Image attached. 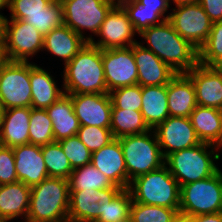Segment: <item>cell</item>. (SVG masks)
<instances>
[{"label": "cell", "mask_w": 222, "mask_h": 222, "mask_svg": "<svg viewBox=\"0 0 222 222\" xmlns=\"http://www.w3.org/2000/svg\"><path fill=\"white\" fill-rule=\"evenodd\" d=\"M139 35L151 50L177 74L191 71L198 64V49L182 38L168 20L142 30Z\"/></svg>", "instance_id": "cell-1"}, {"label": "cell", "mask_w": 222, "mask_h": 222, "mask_svg": "<svg viewBox=\"0 0 222 222\" xmlns=\"http://www.w3.org/2000/svg\"><path fill=\"white\" fill-rule=\"evenodd\" d=\"M64 67V93H109L104 76L102 50L99 47L87 42Z\"/></svg>", "instance_id": "cell-2"}, {"label": "cell", "mask_w": 222, "mask_h": 222, "mask_svg": "<svg viewBox=\"0 0 222 222\" xmlns=\"http://www.w3.org/2000/svg\"><path fill=\"white\" fill-rule=\"evenodd\" d=\"M68 179L47 177L31 187L26 222H68Z\"/></svg>", "instance_id": "cell-3"}, {"label": "cell", "mask_w": 222, "mask_h": 222, "mask_svg": "<svg viewBox=\"0 0 222 222\" xmlns=\"http://www.w3.org/2000/svg\"><path fill=\"white\" fill-rule=\"evenodd\" d=\"M208 148H211V151L208 152ZM218 149L220 150L215 145L200 143L171 153L165 158V165L177 180L179 186L202 180L219 171V168L213 162L214 159H220V154L215 153Z\"/></svg>", "instance_id": "cell-4"}, {"label": "cell", "mask_w": 222, "mask_h": 222, "mask_svg": "<svg viewBox=\"0 0 222 222\" xmlns=\"http://www.w3.org/2000/svg\"><path fill=\"white\" fill-rule=\"evenodd\" d=\"M128 189L134 202L171 209L180 208L179 183L165 164L134 178Z\"/></svg>", "instance_id": "cell-5"}, {"label": "cell", "mask_w": 222, "mask_h": 222, "mask_svg": "<svg viewBox=\"0 0 222 222\" xmlns=\"http://www.w3.org/2000/svg\"><path fill=\"white\" fill-rule=\"evenodd\" d=\"M119 141L126 164L127 188L134 178L159 169L165 164V158L154 130L124 136L119 138Z\"/></svg>", "instance_id": "cell-6"}, {"label": "cell", "mask_w": 222, "mask_h": 222, "mask_svg": "<svg viewBox=\"0 0 222 222\" xmlns=\"http://www.w3.org/2000/svg\"><path fill=\"white\" fill-rule=\"evenodd\" d=\"M179 212L197 216L222 212V172L180 186Z\"/></svg>", "instance_id": "cell-7"}, {"label": "cell", "mask_w": 222, "mask_h": 222, "mask_svg": "<svg viewBox=\"0 0 222 222\" xmlns=\"http://www.w3.org/2000/svg\"><path fill=\"white\" fill-rule=\"evenodd\" d=\"M61 2L64 24L89 42L92 35L85 37L82 30H90L96 35L118 0H61Z\"/></svg>", "instance_id": "cell-8"}, {"label": "cell", "mask_w": 222, "mask_h": 222, "mask_svg": "<svg viewBox=\"0 0 222 222\" xmlns=\"http://www.w3.org/2000/svg\"><path fill=\"white\" fill-rule=\"evenodd\" d=\"M30 63L6 61L0 67V106L2 110L31 107Z\"/></svg>", "instance_id": "cell-9"}, {"label": "cell", "mask_w": 222, "mask_h": 222, "mask_svg": "<svg viewBox=\"0 0 222 222\" xmlns=\"http://www.w3.org/2000/svg\"><path fill=\"white\" fill-rule=\"evenodd\" d=\"M168 21L175 31L196 49L206 42L213 22L199 3L176 6Z\"/></svg>", "instance_id": "cell-10"}, {"label": "cell", "mask_w": 222, "mask_h": 222, "mask_svg": "<svg viewBox=\"0 0 222 222\" xmlns=\"http://www.w3.org/2000/svg\"><path fill=\"white\" fill-rule=\"evenodd\" d=\"M44 36L31 24L20 19L7 21L5 55L8 61L28 62L29 56L43 50Z\"/></svg>", "instance_id": "cell-11"}, {"label": "cell", "mask_w": 222, "mask_h": 222, "mask_svg": "<svg viewBox=\"0 0 222 222\" xmlns=\"http://www.w3.org/2000/svg\"><path fill=\"white\" fill-rule=\"evenodd\" d=\"M121 190L111 187L70 191L68 222H94L99 216H105L108 204Z\"/></svg>", "instance_id": "cell-12"}, {"label": "cell", "mask_w": 222, "mask_h": 222, "mask_svg": "<svg viewBox=\"0 0 222 222\" xmlns=\"http://www.w3.org/2000/svg\"><path fill=\"white\" fill-rule=\"evenodd\" d=\"M102 63L109 92L138 84V69L133 56V45L102 50Z\"/></svg>", "instance_id": "cell-13"}, {"label": "cell", "mask_w": 222, "mask_h": 222, "mask_svg": "<svg viewBox=\"0 0 222 222\" xmlns=\"http://www.w3.org/2000/svg\"><path fill=\"white\" fill-rule=\"evenodd\" d=\"M138 33L131 23L124 8L117 3L107 14L104 22L100 26L97 36L101 39L98 42L92 38L89 43L99 47L101 50L112 48L131 47L136 40L134 34Z\"/></svg>", "instance_id": "cell-14"}, {"label": "cell", "mask_w": 222, "mask_h": 222, "mask_svg": "<svg viewBox=\"0 0 222 222\" xmlns=\"http://www.w3.org/2000/svg\"><path fill=\"white\" fill-rule=\"evenodd\" d=\"M154 131L164 158L173 152L202 143L197 137L190 117L169 116Z\"/></svg>", "instance_id": "cell-15"}, {"label": "cell", "mask_w": 222, "mask_h": 222, "mask_svg": "<svg viewBox=\"0 0 222 222\" xmlns=\"http://www.w3.org/2000/svg\"><path fill=\"white\" fill-rule=\"evenodd\" d=\"M80 126L110 128L112 102L109 93L69 94Z\"/></svg>", "instance_id": "cell-16"}, {"label": "cell", "mask_w": 222, "mask_h": 222, "mask_svg": "<svg viewBox=\"0 0 222 222\" xmlns=\"http://www.w3.org/2000/svg\"><path fill=\"white\" fill-rule=\"evenodd\" d=\"M133 56L138 69L140 86H161L168 84L177 73L141 42L133 45Z\"/></svg>", "instance_id": "cell-17"}, {"label": "cell", "mask_w": 222, "mask_h": 222, "mask_svg": "<svg viewBox=\"0 0 222 222\" xmlns=\"http://www.w3.org/2000/svg\"><path fill=\"white\" fill-rule=\"evenodd\" d=\"M185 74L194 84L198 106L216 109L222 106V74L200 63Z\"/></svg>", "instance_id": "cell-18"}, {"label": "cell", "mask_w": 222, "mask_h": 222, "mask_svg": "<svg viewBox=\"0 0 222 222\" xmlns=\"http://www.w3.org/2000/svg\"><path fill=\"white\" fill-rule=\"evenodd\" d=\"M12 149L18 181L32 187L49 177L40 145H18Z\"/></svg>", "instance_id": "cell-19"}, {"label": "cell", "mask_w": 222, "mask_h": 222, "mask_svg": "<svg viewBox=\"0 0 222 222\" xmlns=\"http://www.w3.org/2000/svg\"><path fill=\"white\" fill-rule=\"evenodd\" d=\"M91 164L116 186L127 188V170L119 139L91 154Z\"/></svg>", "instance_id": "cell-20"}, {"label": "cell", "mask_w": 222, "mask_h": 222, "mask_svg": "<svg viewBox=\"0 0 222 222\" xmlns=\"http://www.w3.org/2000/svg\"><path fill=\"white\" fill-rule=\"evenodd\" d=\"M31 107L2 110L0 118V144L7 147L29 144Z\"/></svg>", "instance_id": "cell-21"}, {"label": "cell", "mask_w": 222, "mask_h": 222, "mask_svg": "<svg viewBox=\"0 0 222 222\" xmlns=\"http://www.w3.org/2000/svg\"><path fill=\"white\" fill-rule=\"evenodd\" d=\"M169 116L190 117L197 106L192 80L185 73H178L167 84Z\"/></svg>", "instance_id": "cell-22"}, {"label": "cell", "mask_w": 222, "mask_h": 222, "mask_svg": "<svg viewBox=\"0 0 222 222\" xmlns=\"http://www.w3.org/2000/svg\"><path fill=\"white\" fill-rule=\"evenodd\" d=\"M31 187L18 181L0 185V219L26 218L30 206Z\"/></svg>", "instance_id": "cell-23"}, {"label": "cell", "mask_w": 222, "mask_h": 222, "mask_svg": "<svg viewBox=\"0 0 222 222\" xmlns=\"http://www.w3.org/2000/svg\"><path fill=\"white\" fill-rule=\"evenodd\" d=\"M87 44V41L65 24L44 36L43 50L64 59V65Z\"/></svg>", "instance_id": "cell-24"}, {"label": "cell", "mask_w": 222, "mask_h": 222, "mask_svg": "<svg viewBox=\"0 0 222 222\" xmlns=\"http://www.w3.org/2000/svg\"><path fill=\"white\" fill-rule=\"evenodd\" d=\"M52 120L54 141L75 136L80 128V123L75 115L71 96L64 93L50 107L46 108Z\"/></svg>", "instance_id": "cell-25"}, {"label": "cell", "mask_w": 222, "mask_h": 222, "mask_svg": "<svg viewBox=\"0 0 222 222\" xmlns=\"http://www.w3.org/2000/svg\"><path fill=\"white\" fill-rule=\"evenodd\" d=\"M30 85L31 107L34 109H46L64 94V90L58 88L52 75L32 63H30Z\"/></svg>", "instance_id": "cell-26"}, {"label": "cell", "mask_w": 222, "mask_h": 222, "mask_svg": "<svg viewBox=\"0 0 222 222\" xmlns=\"http://www.w3.org/2000/svg\"><path fill=\"white\" fill-rule=\"evenodd\" d=\"M140 112L146 124L152 130L169 117L167 84L142 86V107Z\"/></svg>", "instance_id": "cell-27"}, {"label": "cell", "mask_w": 222, "mask_h": 222, "mask_svg": "<svg viewBox=\"0 0 222 222\" xmlns=\"http://www.w3.org/2000/svg\"><path fill=\"white\" fill-rule=\"evenodd\" d=\"M190 120L202 143L222 147V127L218 109L196 106Z\"/></svg>", "instance_id": "cell-28"}, {"label": "cell", "mask_w": 222, "mask_h": 222, "mask_svg": "<svg viewBox=\"0 0 222 222\" xmlns=\"http://www.w3.org/2000/svg\"><path fill=\"white\" fill-rule=\"evenodd\" d=\"M110 129L116 139L151 130L140 111L122 110L117 107H112Z\"/></svg>", "instance_id": "cell-29"}, {"label": "cell", "mask_w": 222, "mask_h": 222, "mask_svg": "<svg viewBox=\"0 0 222 222\" xmlns=\"http://www.w3.org/2000/svg\"><path fill=\"white\" fill-rule=\"evenodd\" d=\"M68 183L70 191L100 190L119 187L114 185L105 174L99 171L91 163L75 168L68 178Z\"/></svg>", "instance_id": "cell-30"}, {"label": "cell", "mask_w": 222, "mask_h": 222, "mask_svg": "<svg viewBox=\"0 0 222 222\" xmlns=\"http://www.w3.org/2000/svg\"><path fill=\"white\" fill-rule=\"evenodd\" d=\"M49 177L68 179L74 170L58 141L41 146Z\"/></svg>", "instance_id": "cell-31"}, {"label": "cell", "mask_w": 222, "mask_h": 222, "mask_svg": "<svg viewBox=\"0 0 222 222\" xmlns=\"http://www.w3.org/2000/svg\"><path fill=\"white\" fill-rule=\"evenodd\" d=\"M23 20L34 26L42 36H45L55 27L64 24L62 2L53 0L42 13L28 14Z\"/></svg>", "instance_id": "cell-32"}, {"label": "cell", "mask_w": 222, "mask_h": 222, "mask_svg": "<svg viewBox=\"0 0 222 222\" xmlns=\"http://www.w3.org/2000/svg\"><path fill=\"white\" fill-rule=\"evenodd\" d=\"M29 123V144L42 146L54 142L53 124L46 109L31 107Z\"/></svg>", "instance_id": "cell-33"}, {"label": "cell", "mask_w": 222, "mask_h": 222, "mask_svg": "<svg viewBox=\"0 0 222 222\" xmlns=\"http://www.w3.org/2000/svg\"><path fill=\"white\" fill-rule=\"evenodd\" d=\"M179 209L146 205L132 201L130 207L131 222H173Z\"/></svg>", "instance_id": "cell-34"}, {"label": "cell", "mask_w": 222, "mask_h": 222, "mask_svg": "<svg viewBox=\"0 0 222 222\" xmlns=\"http://www.w3.org/2000/svg\"><path fill=\"white\" fill-rule=\"evenodd\" d=\"M118 3L128 14L138 34L142 30L153 25H158L164 21L156 12L145 10L136 0H118Z\"/></svg>", "instance_id": "cell-35"}, {"label": "cell", "mask_w": 222, "mask_h": 222, "mask_svg": "<svg viewBox=\"0 0 222 222\" xmlns=\"http://www.w3.org/2000/svg\"><path fill=\"white\" fill-rule=\"evenodd\" d=\"M222 57V21L214 22L206 42L198 50V63L211 66Z\"/></svg>", "instance_id": "cell-36"}, {"label": "cell", "mask_w": 222, "mask_h": 222, "mask_svg": "<svg viewBox=\"0 0 222 222\" xmlns=\"http://www.w3.org/2000/svg\"><path fill=\"white\" fill-rule=\"evenodd\" d=\"M132 201L129 189H122L108 204L105 216H99L94 222H120L130 219Z\"/></svg>", "instance_id": "cell-37"}, {"label": "cell", "mask_w": 222, "mask_h": 222, "mask_svg": "<svg viewBox=\"0 0 222 222\" xmlns=\"http://www.w3.org/2000/svg\"><path fill=\"white\" fill-rule=\"evenodd\" d=\"M112 107L122 110L141 111L142 86L139 84L121 87L109 92Z\"/></svg>", "instance_id": "cell-38"}, {"label": "cell", "mask_w": 222, "mask_h": 222, "mask_svg": "<svg viewBox=\"0 0 222 222\" xmlns=\"http://www.w3.org/2000/svg\"><path fill=\"white\" fill-rule=\"evenodd\" d=\"M76 136L88 148L91 154L115 139L110 128L96 126H80Z\"/></svg>", "instance_id": "cell-39"}, {"label": "cell", "mask_w": 222, "mask_h": 222, "mask_svg": "<svg viewBox=\"0 0 222 222\" xmlns=\"http://www.w3.org/2000/svg\"><path fill=\"white\" fill-rule=\"evenodd\" d=\"M58 142L73 169L91 163V152L76 135Z\"/></svg>", "instance_id": "cell-40"}, {"label": "cell", "mask_w": 222, "mask_h": 222, "mask_svg": "<svg viewBox=\"0 0 222 222\" xmlns=\"http://www.w3.org/2000/svg\"><path fill=\"white\" fill-rule=\"evenodd\" d=\"M53 0H9L11 19L23 20L28 14L42 13Z\"/></svg>", "instance_id": "cell-41"}, {"label": "cell", "mask_w": 222, "mask_h": 222, "mask_svg": "<svg viewBox=\"0 0 222 222\" xmlns=\"http://www.w3.org/2000/svg\"><path fill=\"white\" fill-rule=\"evenodd\" d=\"M18 182L12 147L0 144V185Z\"/></svg>", "instance_id": "cell-42"}, {"label": "cell", "mask_w": 222, "mask_h": 222, "mask_svg": "<svg viewBox=\"0 0 222 222\" xmlns=\"http://www.w3.org/2000/svg\"><path fill=\"white\" fill-rule=\"evenodd\" d=\"M198 3L213 23L222 21V0H198Z\"/></svg>", "instance_id": "cell-43"}, {"label": "cell", "mask_w": 222, "mask_h": 222, "mask_svg": "<svg viewBox=\"0 0 222 222\" xmlns=\"http://www.w3.org/2000/svg\"><path fill=\"white\" fill-rule=\"evenodd\" d=\"M145 10L154 11L160 17H163V20H168L169 15H166L168 8H170V3L168 0H136Z\"/></svg>", "instance_id": "cell-44"}, {"label": "cell", "mask_w": 222, "mask_h": 222, "mask_svg": "<svg viewBox=\"0 0 222 222\" xmlns=\"http://www.w3.org/2000/svg\"><path fill=\"white\" fill-rule=\"evenodd\" d=\"M193 222H222V212L193 216Z\"/></svg>", "instance_id": "cell-45"}, {"label": "cell", "mask_w": 222, "mask_h": 222, "mask_svg": "<svg viewBox=\"0 0 222 222\" xmlns=\"http://www.w3.org/2000/svg\"><path fill=\"white\" fill-rule=\"evenodd\" d=\"M7 21L8 19L0 13V46L1 47L5 46Z\"/></svg>", "instance_id": "cell-46"}, {"label": "cell", "mask_w": 222, "mask_h": 222, "mask_svg": "<svg viewBox=\"0 0 222 222\" xmlns=\"http://www.w3.org/2000/svg\"><path fill=\"white\" fill-rule=\"evenodd\" d=\"M173 222H193V216L178 212V214L173 219Z\"/></svg>", "instance_id": "cell-47"}, {"label": "cell", "mask_w": 222, "mask_h": 222, "mask_svg": "<svg viewBox=\"0 0 222 222\" xmlns=\"http://www.w3.org/2000/svg\"><path fill=\"white\" fill-rule=\"evenodd\" d=\"M211 67L218 73L222 74V57L218 58Z\"/></svg>", "instance_id": "cell-48"}, {"label": "cell", "mask_w": 222, "mask_h": 222, "mask_svg": "<svg viewBox=\"0 0 222 222\" xmlns=\"http://www.w3.org/2000/svg\"><path fill=\"white\" fill-rule=\"evenodd\" d=\"M170 1V0H168ZM176 6L187 5V4H195L198 3V0H173Z\"/></svg>", "instance_id": "cell-49"}, {"label": "cell", "mask_w": 222, "mask_h": 222, "mask_svg": "<svg viewBox=\"0 0 222 222\" xmlns=\"http://www.w3.org/2000/svg\"><path fill=\"white\" fill-rule=\"evenodd\" d=\"M7 61L4 47L0 46V67Z\"/></svg>", "instance_id": "cell-50"}, {"label": "cell", "mask_w": 222, "mask_h": 222, "mask_svg": "<svg viewBox=\"0 0 222 222\" xmlns=\"http://www.w3.org/2000/svg\"><path fill=\"white\" fill-rule=\"evenodd\" d=\"M4 7L9 8V0H0V9H4Z\"/></svg>", "instance_id": "cell-51"}, {"label": "cell", "mask_w": 222, "mask_h": 222, "mask_svg": "<svg viewBox=\"0 0 222 222\" xmlns=\"http://www.w3.org/2000/svg\"><path fill=\"white\" fill-rule=\"evenodd\" d=\"M219 115H220V121H221V127H222V106L218 109Z\"/></svg>", "instance_id": "cell-52"}, {"label": "cell", "mask_w": 222, "mask_h": 222, "mask_svg": "<svg viewBox=\"0 0 222 222\" xmlns=\"http://www.w3.org/2000/svg\"><path fill=\"white\" fill-rule=\"evenodd\" d=\"M11 219H0V222H9Z\"/></svg>", "instance_id": "cell-53"}, {"label": "cell", "mask_w": 222, "mask_h": 222, "mask_svg": "<svg viewBox=\"0 0 222 222\" xmlns=\"http://www.w3.org/2000/svg\"><path fill=\"white\" fill-rule=\"evenodd\" d=\"M120 222H131V220H130V219H128V220H125V221H120Z\"/></svg>", "instance_id": "cell-54"}, {"label": "cell", "mask_w": 222, "mask_h": 222, "mask_svg": "<svg viewBox=\"0 0 222 222\" xmlns=\"http://www.w3.org/2000/svg\"><path fill=\"white\" fill-rule=\"evenodd\" d=\"M1 113H2V108H1V106H0V118H1Z\"/></svg>", "instance_id": "cell-55"}]
</instances>
